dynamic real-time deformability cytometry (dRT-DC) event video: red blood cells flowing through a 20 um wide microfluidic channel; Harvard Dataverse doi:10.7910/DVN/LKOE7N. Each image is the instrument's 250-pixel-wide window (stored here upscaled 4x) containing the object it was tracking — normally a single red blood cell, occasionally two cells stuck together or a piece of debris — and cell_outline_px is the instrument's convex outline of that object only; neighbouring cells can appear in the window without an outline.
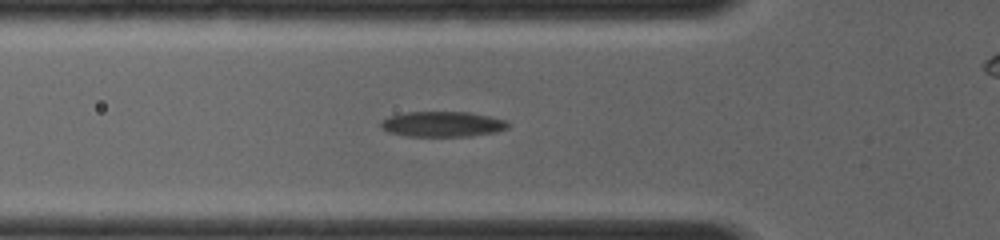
{"species": "common noctule bat (a hibernating species)", "species_latin": "Nyctalus noctula", "temperature_condition": "room temperature", "stored_images_in_passage": 54, "camera_frame_rate_fps": 4000, "um_per_image_px": 0.085, "animal": {"sex": "female", "body_mass_g": 19.0, "forearm_length_mm": 56.7}, "frame": {"image": 1, "passage_image": 13, "time_ms": 3.5, "image_size_px": [1000, 240], "cell_outline_px": [[508, 128], [496, 132], [468, 136], [408, 136], [388, 132], [380, 128], [380, 120], [388, 116], [404, 112], [468, 112], [508, 120]], "centroid_in_image_um": [37.57, 10.55], "position_along_channel_um": 88.2, "area_um2": 18.9}}
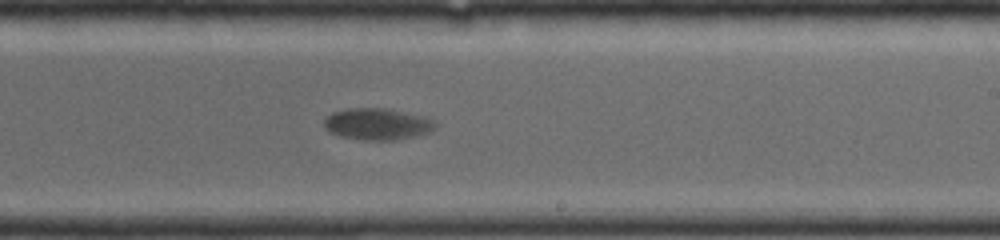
{"frame": {"image": 2, "passage_image": 29, "time_ms": 7.25, "image_size_px": [1000, 240], "cell_outline_px": [[436, 128], [432, 132], [416, 136], [392, 140], [364, 140], [340, 136], [328, 132], [324, 128], [324, 120], [332, 112], [348, 108], [384, 108], [420, 116], [432, 120], [436, 124]], "centroid_in_image_um": [32.04, 10.56], "position_along_channel_um": 257.0, "area_um2": 20.4}}
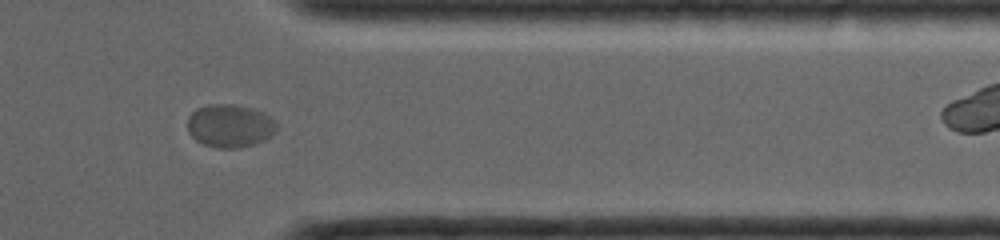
{"frame": {"image": 3, "passage_image": 44, "time_ms": 10.25, "image_size_px": [1000, 240], "cell_outline_px": [[276, 132], [264, 140], [240, 148], [216, 148], [204, 144], [196, 140], [188, 132], [188, 116], [196, 108], [208, 104], [236, 104], [252, 108], [264, 112], [276, 124]], "centroid_in_image_um": [19.52, 10.68], "position_along_channel_um": 391.9, "area_um2": 22.43}}